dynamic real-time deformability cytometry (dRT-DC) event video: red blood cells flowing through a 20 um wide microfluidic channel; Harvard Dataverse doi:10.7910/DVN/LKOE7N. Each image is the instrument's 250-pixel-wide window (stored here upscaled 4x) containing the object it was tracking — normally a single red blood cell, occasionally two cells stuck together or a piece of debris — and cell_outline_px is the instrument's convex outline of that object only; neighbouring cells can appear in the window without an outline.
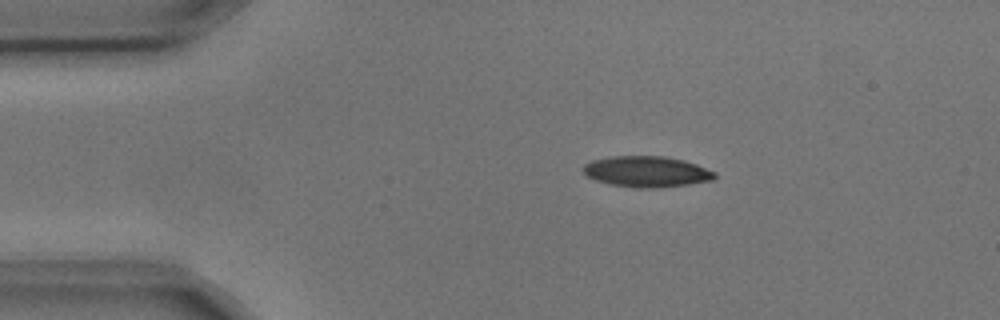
{"species": "common noctule bat (a hibernating species)", "species_latin": "Nyctalus noctula", "temperature_condition": "cold", "stored_images_in_passage": 4, "camera_frame_rate_fps": 3000, "um_per_image_px": 0.085, "animal": {"sex": "male", "body_mass_g": 17.9, "forearm_length_mm": 54.2}, "frame": {"image": 1, "passage_image": 2, "time_ms": 0.333, "image_size_px": [1000, 320], "cell_outline_px": [[716, 176], [712, 180], [688, 184], [656, 188], [636, 188], [612, 184], [596, 180], [588, 176], [584, 172], [584, 164], [592, 160], [612, 156], [664, 156], [684, 160], [696, 164], [716, 172]], "centroid_in_image_um": [54.98, 14.58], "position_along_channel_um": 30.0, "area_um2": 23.52}}
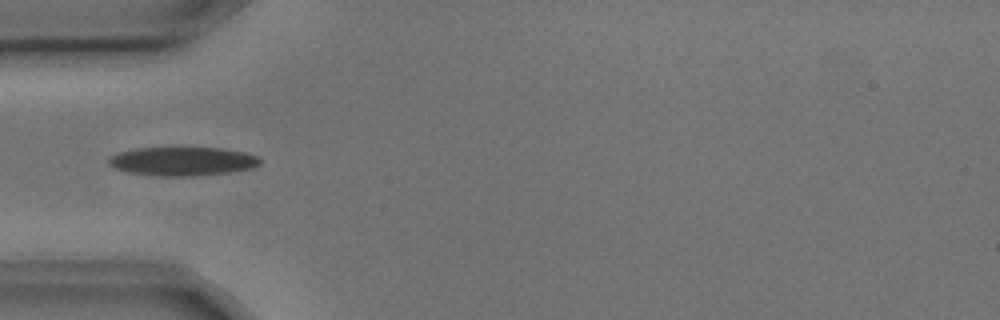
{"frame": {"image": 2, "passage_image": 4, "time_ms": 1.0, "image_size_px": [1000, 320], "cell_outline_px": [[260, 164], [252, 168], [228, 172], [192, 176], [164, 176], [128, 172], [112, 168], [108, 164], [108, 156], [132, 148], [220, 148], [244, 152], [260, 156]], "centroid_in_image_um": [15.48, 13.7], "position_along_channel_um": 69.5, "area_um2": 25.37}}